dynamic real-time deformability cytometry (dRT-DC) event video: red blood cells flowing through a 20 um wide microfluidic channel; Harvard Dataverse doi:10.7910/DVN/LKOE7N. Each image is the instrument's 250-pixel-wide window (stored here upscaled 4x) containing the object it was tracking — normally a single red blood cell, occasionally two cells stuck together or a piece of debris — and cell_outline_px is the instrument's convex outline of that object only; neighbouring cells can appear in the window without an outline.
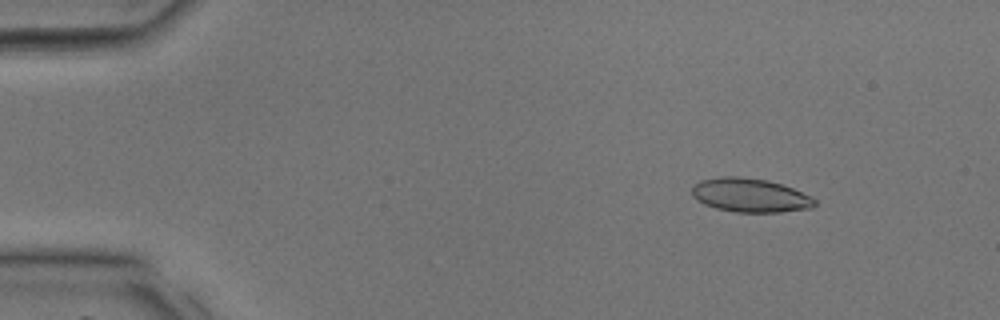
{"species": "common noctule bat (a hibernating species)", "species_latin": "Nyctalus noctula", "temperature_condition": "room temperature", "stored_images_in_passage": 31, "camera_frame_rate_fps": 3000, "um_per_image_px": 0.085, "animal": {"sex": "male", "body_mass_g": 17.9, "forearm_length_mm": 54.2}, "frame": {"image": 1, "passage_image": 5, "time_ms": 1.333, "image_size_px": [1000, 320], "cell_outline_px": [[816, 204], [812, 208], [780, 212], [736, 212], [716, 208], [704, 204], [696, 200], [692, 196], [692, 188], [700, 180], [724, 176], [736, 176], [768, 180], [792, 188], [816, 200]], "centroid_in_image_um": [63.73, 16.6], "position_along_channel_um": 21.3, "area_um2": 24.04}}
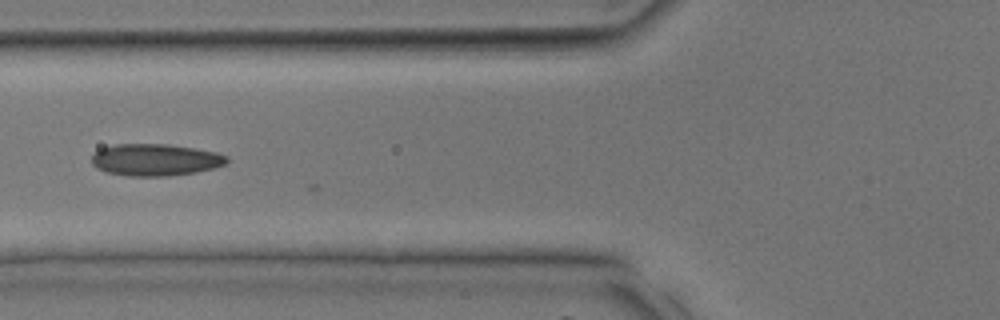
{"frame": {"image": 2, "passage_image": 15, "time_ms": 4.667, "image_size_px": [1000, 320], "cell_outline_px": [[228, 164], [196, 172], [168, 176], [128, 176], [108, 172], [96, 168], [92, 164], [92, 156], [100, 148], [116, 144], [168, 144], [196, 148], [216, 152], [228, 156]], "centroid_in_image_um": [13.22, 13.58], "position_along_channel_um": 112.6, "area_um2": 25.26}}
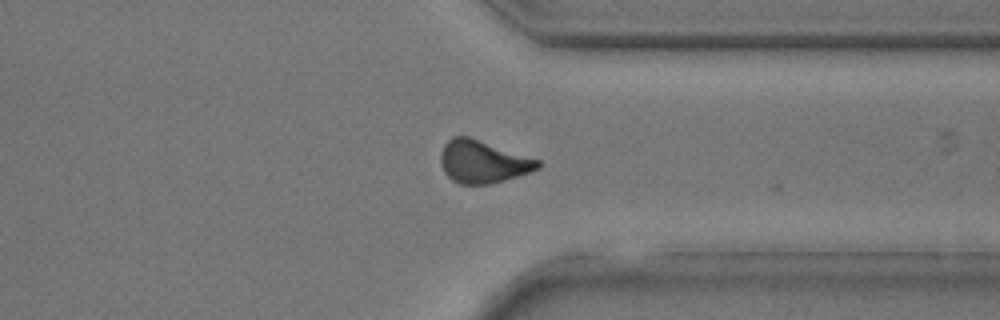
{"frame": {"image": 3, "passage_image": 29, "time_ms": 9.333, "image_size_px": [1000, 320], "cell_outline_px": [[540, 168], [504, 180], [488, 184], [460, 184], [452, 180], [444, 172], [440, 164], [440, 152], [444, 144], [452, 136], [468, 136], [540, 160]], "centroid_in_image_um": [41.0, 13.74], "position_along_channel_um": 370.4, "area_um2": 23.99}}